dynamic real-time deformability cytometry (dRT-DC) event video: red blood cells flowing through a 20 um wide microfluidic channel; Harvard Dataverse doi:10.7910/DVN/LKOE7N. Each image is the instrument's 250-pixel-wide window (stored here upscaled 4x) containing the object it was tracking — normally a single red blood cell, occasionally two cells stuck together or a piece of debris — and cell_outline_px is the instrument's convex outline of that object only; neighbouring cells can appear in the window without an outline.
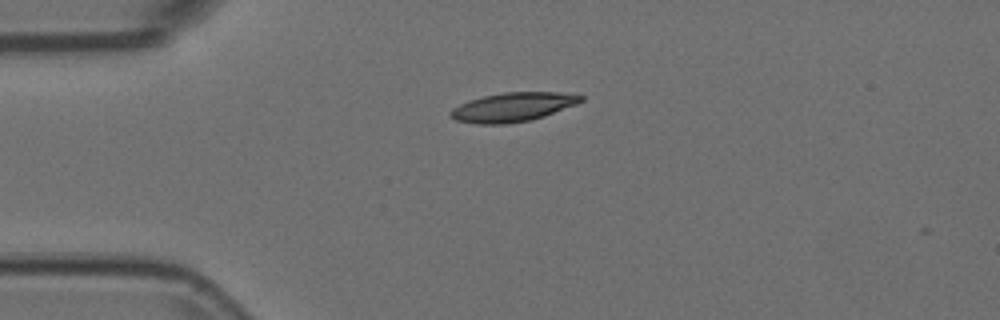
{"species": "Egyptian fruit bat (a non-hibernating species)", "species_latin": "Rousettus aegyptiacus", "temperature_condition": "room temperature", "stored_images_in_passage": 3, "camera_frame_rate_fps": 3000, "um_per_image_px": 0.085, "animal": {"sex": "female"}, "frame": {"image": 1, "passage_image": 2, "time_ms": 0.333, "image_size_px": [1000, 320], "cell_outline_px": [[584, 100], [576, 104], [544, 116], [528, 120], [504, 124], [476, 124], [456, 120], [448, 112], [452, 108], [460, 104], [484, 96], [504, 92], [556, 92], [584, 96]], "centroid_in_image_um": [43.58, 9.1], "position_along_channel_um": 41.4, "area_um2": 21.73}}